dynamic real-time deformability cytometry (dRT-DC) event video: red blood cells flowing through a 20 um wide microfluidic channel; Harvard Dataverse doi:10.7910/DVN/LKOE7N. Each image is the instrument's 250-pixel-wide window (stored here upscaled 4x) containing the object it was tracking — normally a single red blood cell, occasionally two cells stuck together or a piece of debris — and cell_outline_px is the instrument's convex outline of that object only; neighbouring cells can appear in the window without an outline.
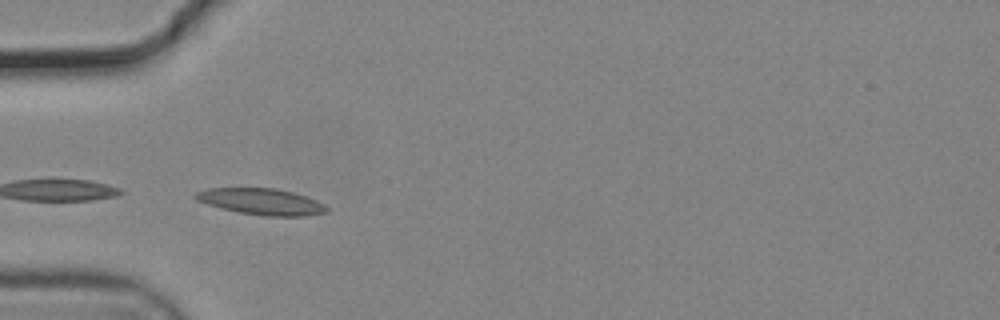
{"species": "common noctule bat (a hibernating species)", "species_latin": "Nyctalus noctula", "temperature_condition": "cold", "stored_images_in_passage": 7, "camera_frame_rate_fps": 3000, "um_per_image_px": 0.085, "animal": {"sex": "male", "body_mass_g": 19.2, "forearm_length_mm": 51.8}, "frame": {"image": 1, "passage_image": 1, "time_ms": 0.0, "image_size_px": [1000, 320], "cell_outline_px": [[328, 212], [304, 216], [264, 216], [240, 212], [220, 208], [196, 200], [192, 196], [196, 192], [208, 188], [276, 188], [292, 192], [316, 200], [324, 204], [328, 208]], "centroid_in_image_um": [22.2, 17.13], "position_along_channel_um": 62.8, "area_um2": 20.06}}